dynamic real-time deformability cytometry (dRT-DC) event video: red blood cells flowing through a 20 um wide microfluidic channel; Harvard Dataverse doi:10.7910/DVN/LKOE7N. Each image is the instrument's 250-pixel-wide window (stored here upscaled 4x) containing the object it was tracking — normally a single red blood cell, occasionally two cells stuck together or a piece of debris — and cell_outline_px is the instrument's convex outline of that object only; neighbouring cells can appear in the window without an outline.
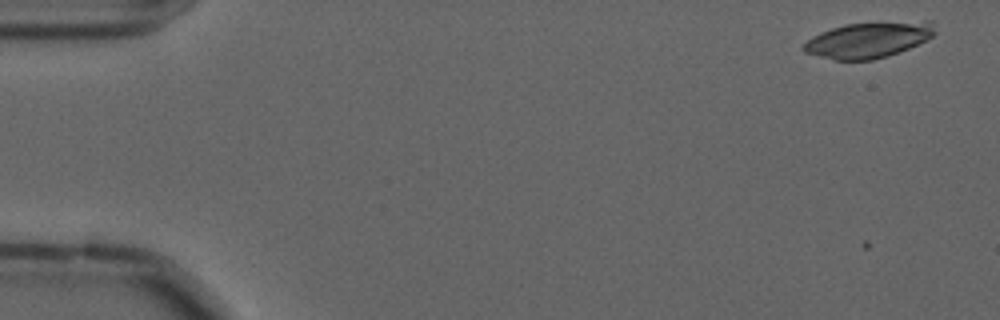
{"species": "common noctule bat (a hibernating species)", "species_latin": "Nyctalus noctula", "temperature_condition": "cold", "stored_images_in_passage": 21, "camera_frame_rate_fps": 3000, "um_per_image_px": 0.085, "animal": {"sex": "male", "forearm_length_mm": 52.5}, "frame": {"image": 1, "passage_image": 3, "time_ms": 0.667, "image_size_px": [1000, 320], "cell_outline_px": [[936, 32], [928, 40], [900, 52], [888, 56], [872, 60], [836, 60], [804, 52], [800, 48], [808, 40], [820, 32], [832, 28], [848, 24], [924, 20], [932, 20]], "centroid_in_image_um": [73.87, 3.39], "position_along_channel_um": 11.1, "area_um2": 27.51}}
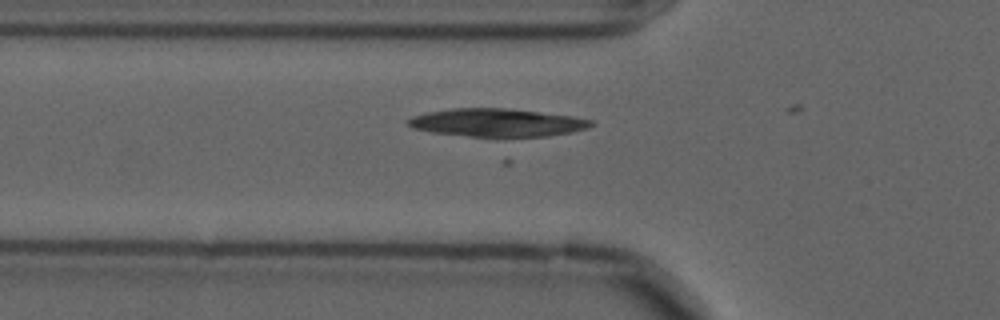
{"frame": {"image": 2, "passage_image": 20, "time_ms": 6.333, "image_size_px": [1000, 320], "cell_outline_px": [[596, 124], [588, 128], [572, 132], [548, 136], [472, 136], [432, 132], [412, 128], [408, 124], [408, 120], [412, 116], [428, 112], [452, 108], [508, 108], [572, 116], [592, 120]], "centroid_in_image_um": [42.28, 10.41], "position_along_channel_um": 83.5, "area_um2": 29.65}}